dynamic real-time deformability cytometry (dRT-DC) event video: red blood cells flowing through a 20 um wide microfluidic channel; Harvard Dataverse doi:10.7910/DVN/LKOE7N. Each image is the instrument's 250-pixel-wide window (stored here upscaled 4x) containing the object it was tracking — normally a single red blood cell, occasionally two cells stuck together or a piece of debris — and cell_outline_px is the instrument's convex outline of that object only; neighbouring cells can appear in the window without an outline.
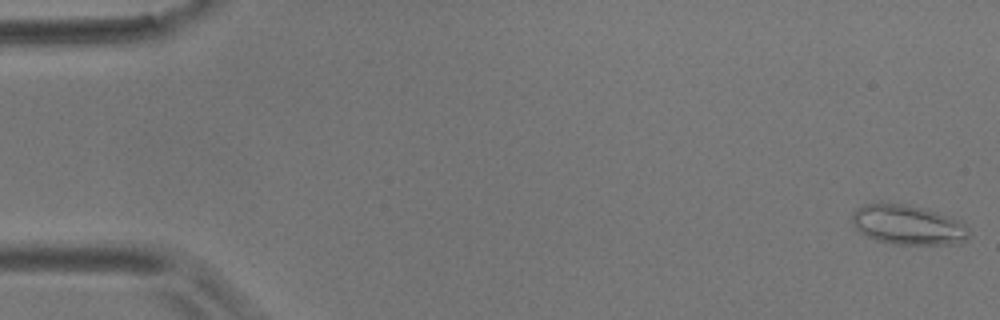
{"species": "common noctule bat (a hibernating species)", "species_latin": "Nyctalus noctula", "temperature_condition": "room temperature", "stored_images_in_passage": 54, "camera_frame_rate_fps": 3000, "um_per_image_px": 0.085, "animal": {"sex": "male", "body_mass_g": 17.9}, "frame": {"image": 1, "passage_image": 1, "time_ms": 0.0, "image_size_px": [1000, 320], "cell_outline_px": [[968, 240], [960, 244], [892, 244], [876, 240], [860, 232], [852, 224], [852, 212], [856, 208], [864, 204], [880, 200], [928, 208], [960, 220], [968, 228]], "centroid_in_image_um": [77.16, 19.08], "position_along_channel_um": 7.8, "area_um2": 27.8}}
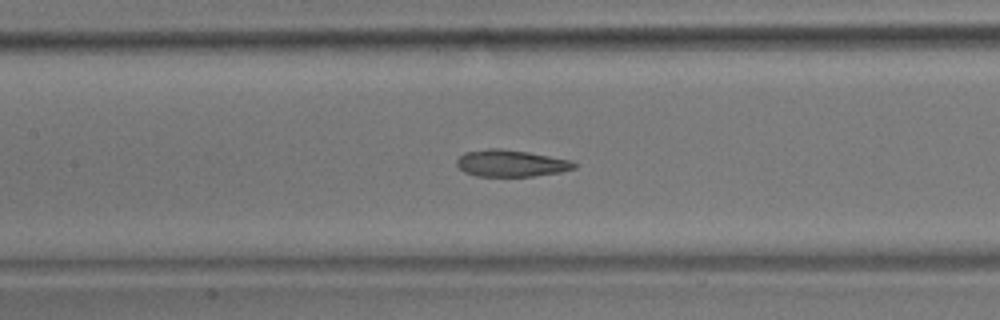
{"frame": {"image": 2, "passage_image": 25, "time_ms": 8.0, "image_size_px": [1000, 320], "cell_outline_px": [[576, 168], [560, 172], [532, 176], [476, 176], [464, 172], [456, 164], [456, 160], [464, 152], [488, 148], [500, 148], [528, 152], [572, 160], [576, 164]], "centroid_in_image_um": [43.42, 13.87], "position_along_channel_um": 164.0, "area_um2": 18.38}}
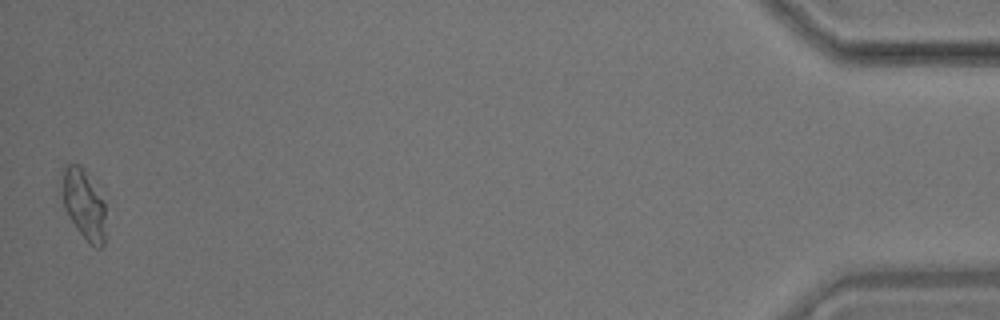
{"frame": {"image": 3, "passage_image": 54, "time_ms": 17.667, "image_size_px": [1000, 320], "cell_outline_px": [[104, 244], [100, 248], [96, 248], [88, 244], [76, 228], [68, 216], [64, 208], [60, 192], [64, 164], [80, 164], [84, 168], [104, 204]], "centroid_in_image_um": [7.07, 17.37], "position_along_channel_um": 428.1, "area_um2": 17.92}, "authors_computed_cell_mechanics": {"area_um2": 18.8428, "velocity_mm_per_s": 3.6654, "shape_relaxation_time_tau1_ms": 6.3404, "shape_relaxation_time_tau2_ms": 2.3364, "deformation_change_tau1": 0.1731, "deformation_change_tau2": 0.089}}